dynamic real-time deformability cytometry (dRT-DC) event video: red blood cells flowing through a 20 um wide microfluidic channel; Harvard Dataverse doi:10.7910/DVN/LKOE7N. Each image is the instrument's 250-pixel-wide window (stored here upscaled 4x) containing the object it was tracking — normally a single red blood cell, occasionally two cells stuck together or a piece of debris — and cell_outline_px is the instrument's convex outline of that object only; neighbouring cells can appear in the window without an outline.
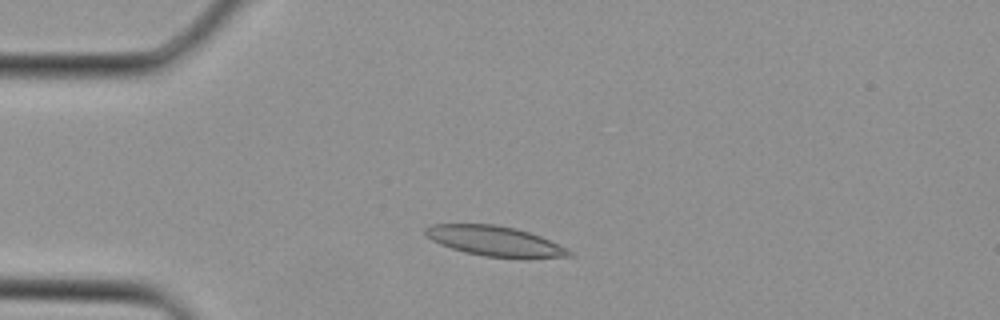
{"species": "Egyptian fruit bat (a non-hibernating species)", "species_latin": "Rousettus aegyptiacus", "temperature_condition": "cold", "stored_images_in_passage": 4, "camera_frame_rate_fps": 3000, "um_per_image_px": 0.085, "animal": {"sex": "female"}, "frame": {"image": 1, "passage_image": 4, "time_ms": 1.0, "image_size_px": [1000, 320], "cell_outline_px": [[576, 256], [484, 256], [464, 252], [440, 244], [424, 236], [424, 228], [432, 224], [492, 224], [516, 228], [540, 236], [576, 252]], "centroid_in_image_um": [42.0, 20.46], "position_along_channel_um": 43.0, "area_um2": 24.57}}